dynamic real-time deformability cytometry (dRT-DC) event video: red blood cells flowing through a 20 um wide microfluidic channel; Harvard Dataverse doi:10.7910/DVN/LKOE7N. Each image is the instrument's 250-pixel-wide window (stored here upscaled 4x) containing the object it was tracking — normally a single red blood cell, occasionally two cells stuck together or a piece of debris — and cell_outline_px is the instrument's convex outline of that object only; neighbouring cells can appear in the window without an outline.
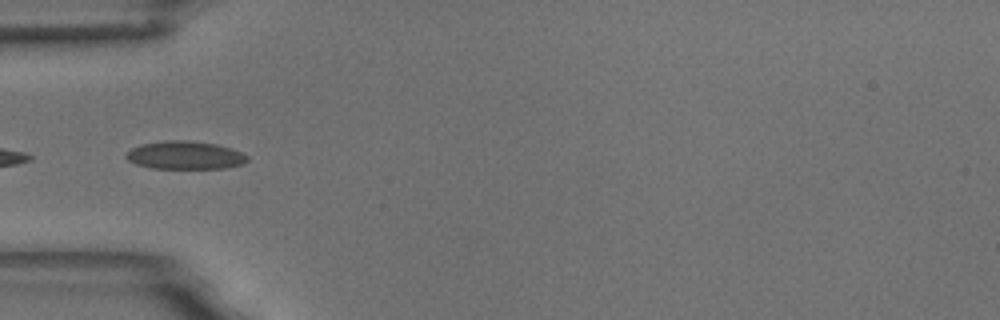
{"species": "common noctule bat (a hibernating species)", "species_latin": "Nyctalus noctula", "temperature_condition": "room temperature", "stored_images_in_passage": 26, "camera_frame_rate_fps": 3000, "um_per_image_px": 0.085, "animal": {"sex": "male", "body_mass_g": 18.8}, "frame": {"image": 1, "passage_image": 1, "time_ms": 0.0, "image_size_px": [1000, 320], "cell_outline_px": [[248, 160], [244, 164], [224, 168], [152, 168], [136, 164], [128, 160], [124, 156], [132, 148], [140, 144], [164, 140], [184, 140], [216, 144], [232, 148], [248, 156]], "centroid_in_image_um": [15.73, 13.19], "position_along_channel_um": 69.3, "area_um2": 19.83}}